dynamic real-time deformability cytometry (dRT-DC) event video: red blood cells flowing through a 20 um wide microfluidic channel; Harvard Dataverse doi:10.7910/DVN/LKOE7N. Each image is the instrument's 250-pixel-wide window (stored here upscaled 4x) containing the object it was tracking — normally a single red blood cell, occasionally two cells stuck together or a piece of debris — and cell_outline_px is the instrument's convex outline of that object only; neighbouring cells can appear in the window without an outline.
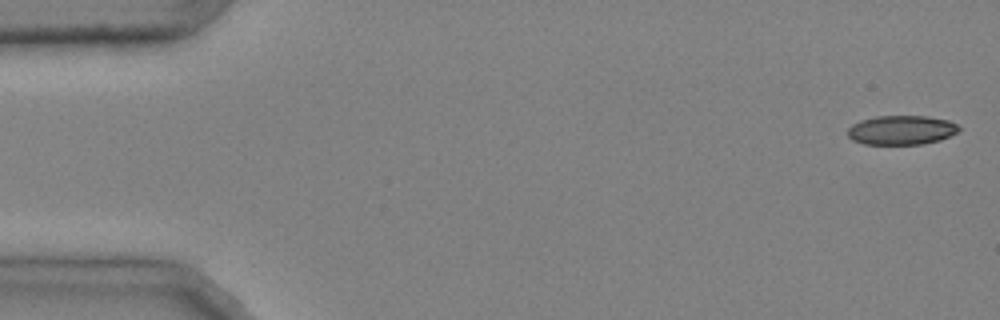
{"species": "common noctule bat (a hibernating species)", "species_latin": "Nyctalus noctula", "temperature_condition": "cold", "stored_images_in_passage": 14, "camera_frame_rate_fps": 3000, "um_per_image_px": 0.085, "animal": {"sex": "male", "body_mass_g": 20.4}, "frame": {"image": 1, "passage_image": 1, "time_ms": 0.0, "image_size_px": [1000, 320], "cell_outline_px": [[960, 128], [956, 132], [940, 140], [924, 144], [864, 144], [852, 140], [848, 136], [848, 128], [852, 124], [860, 120], [876, 116], [928, 116], [948, 120], [956, 124]], "centroid_in_image_um": [76.59, 11.05], "position_along_channel_um": 8.4, "area_um2": 18.96}}
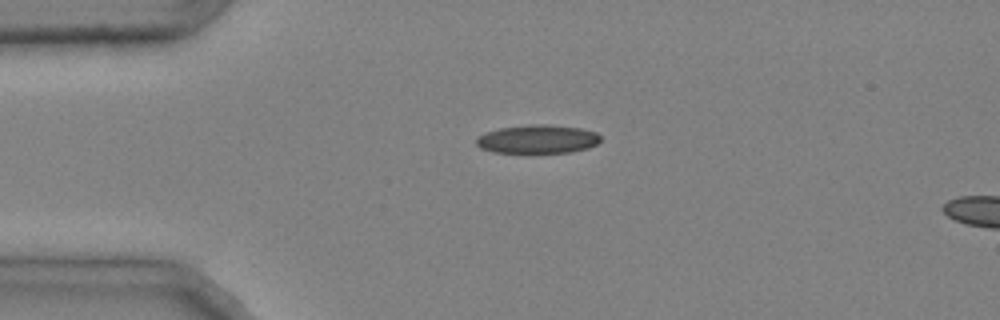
{"frame": {"image": 2, "passage_image": 11, "time_ms": 3.333, "image_size_px": [1000, 320], "cell_outline_px": [[600, 140], [596, 144], [588, 148], [572, 152], [492, 152], [480, 148], [476, 144], [476, 136], [484, 132], [500, 128], [528, 124], [548, 124], [580, 128], [596, 132], [600, 136]], "centroid_in_image_um": [45.66, 11.81], "position_along_channel_um": 39.3, "area_um2": 20.75}}